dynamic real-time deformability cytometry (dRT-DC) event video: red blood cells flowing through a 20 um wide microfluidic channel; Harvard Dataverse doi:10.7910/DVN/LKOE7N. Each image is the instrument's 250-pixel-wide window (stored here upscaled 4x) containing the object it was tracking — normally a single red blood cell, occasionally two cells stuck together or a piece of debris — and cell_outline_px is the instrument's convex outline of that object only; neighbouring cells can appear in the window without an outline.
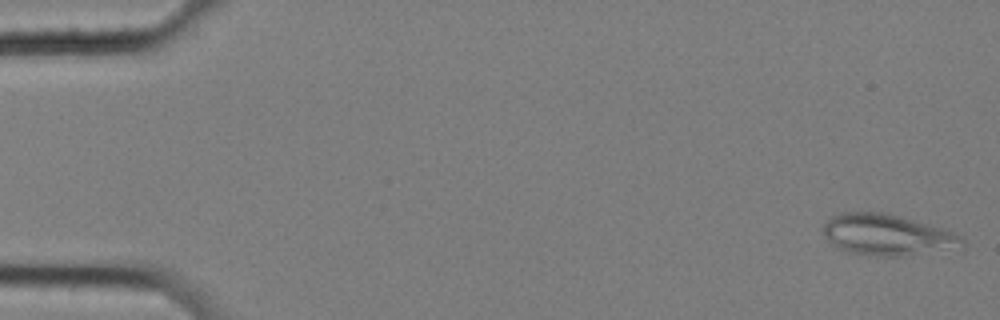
{"species": "common noctule bat (a hibernating species)", "species_latin": "Nyctalus noctula", "temperature_condition": "cold", "stored_images_in_passage": 57, "camera_frame_rate_fps": 3000, "um_per_image_px": 0.085, "animal": {"sex": "female", "body_mass_g": 25.1}, "frame": {"image": 1, "passage_image": 1, "time_ms": 0.0, "image_size_px": [1000, 320], "cell_outline_px": [[964, 248], [900, 256], [876, 256], [848, 252], [832, 244], [824, 236], [824, 224], [832, 216], [840, 212], [884, 212], [900, 216], [944, 228], [960, 236], [964, 240]], "centroid_in_image_um": [75.44, 19.96], "position_along_channel_um": 9.6, "area_um2": 33.35}}
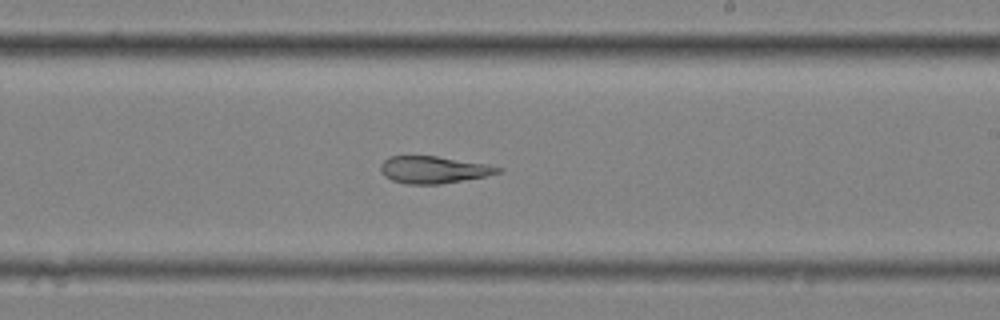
{"frame": {"image": 2, "passage_image": 34, "time_ms": 11.0, "image_size_px": [1000, 320], "cell_outline_px": [[504, 168], [500, 172], [484, 176], [440, 184], [408, 184], [392, 180], [384, 176], [380, 172], [380, 164], [388, 156], [436, 156], [484, 164]], "centroid_in_image_um": [36.78, 14.42], "position_along_channel_um": 252.2, "area_um2": 18.32}}
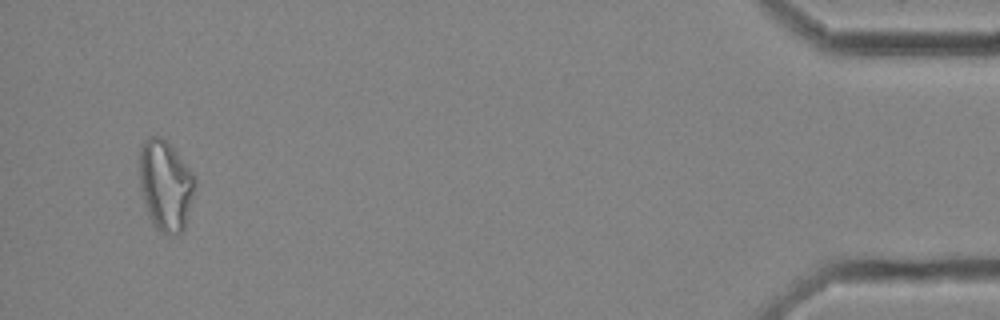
{"frame": {"image": 3, "passage_image": 55, "time_ms": 18.0, "image_size_px": [1000, 320], "cell_outline_px": [[196, 184], [184, 228], [176, 236], [168, 236], [160, 232], [152, 224], [148, 216], [144, 204], [140, 188], [140, 144], [148, 136], [164, 136], [196, 176]], "centroid_in_image_um": [14.06, 15.75], "position_along_channel_um": 421.1, "area_um2": 29.82}, "authors_computed_cell_mechanics": {"area_um2": 23.7558, "velocity_mm_per_s": 3.4809, "shape_relaxation_time_tau1_ms": null, "shape_relaxation_time_tau2_ms": 4.1221, "deformation_change_tau1": null, "deformation_change_tau2": 0.1243}}